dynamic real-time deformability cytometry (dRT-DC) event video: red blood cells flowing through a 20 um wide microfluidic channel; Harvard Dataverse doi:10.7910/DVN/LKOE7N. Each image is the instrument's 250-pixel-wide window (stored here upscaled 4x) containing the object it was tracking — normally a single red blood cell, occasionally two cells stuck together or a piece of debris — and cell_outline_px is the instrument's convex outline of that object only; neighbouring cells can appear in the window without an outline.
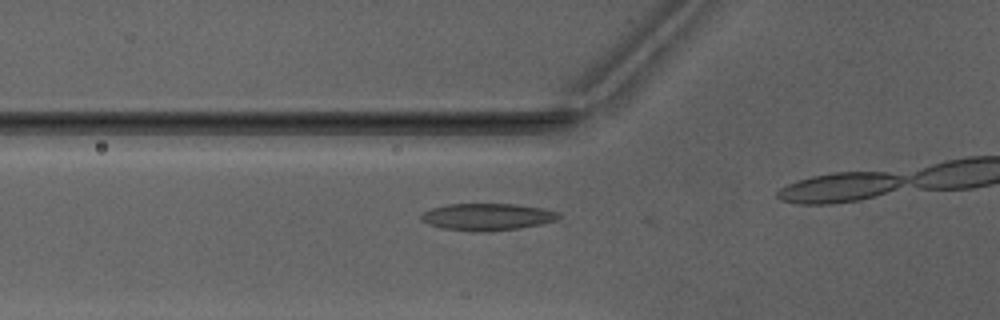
{"species": "Egyptian fruit bat (a non-hibernating species)", "species_latin": "Rousettus aegyptiacus", "temperature_condition": "warm", "stored_images_in_passage": 15, "camera_frame_rate_fps": 3000, "um_per_image_px": 0.085, "animal": {"sex": "male"}, "frame": {"image": 1, "passage_image": 11, "time_ms": 3.333, "image_size_px": [1000, 320], "cell_outline_px": [[564, 216], [556, 220], [540, 224], [516, 228], [480, 232], [440, 228], [428, 224], [420, 220], [420, 216], [424, 212], [432, 208], [448, 204], [516, 204], [544, 208], [560, 212]], "centroid_in_image_um": [41.44, 18.42], "position_along_channel_um": 84.4, "area_um2": 21.68}}